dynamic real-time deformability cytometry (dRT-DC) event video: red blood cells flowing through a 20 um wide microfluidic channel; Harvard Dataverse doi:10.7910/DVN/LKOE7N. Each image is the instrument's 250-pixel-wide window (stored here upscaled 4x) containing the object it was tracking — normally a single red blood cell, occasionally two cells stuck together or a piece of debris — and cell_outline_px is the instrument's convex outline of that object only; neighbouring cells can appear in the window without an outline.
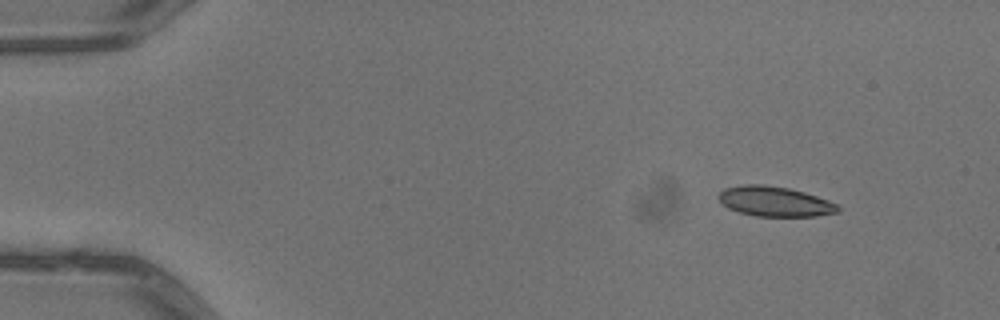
{"species": "common noctule bat (a hibernating species)", "species_latin": "Nyctalus noctula", "temperature_condition": "warm", "stored_images_in_passage": 8, "camera_frame_rate_fps": 3000, "um_per_image_px": 0.085, "animal": {"sex": "male", "body_mass_g": 13.3}, "frame": {"image": 1, "passage_image": 2, "time_ms": 0.333, "image_size_px": [1000, 320], "cell_outline_px": [[840, 212], [816, 216], [756, 216], [740, 212], [728, 208], [716, 196], [724, 188], [744, 184], [764, 184], [788, 188], [804, 192], [840, 204]], "centroid_in_image_um": [65.88, 17.12], "position_along_channel_um": 19.1, "area_um2": 20.92}}
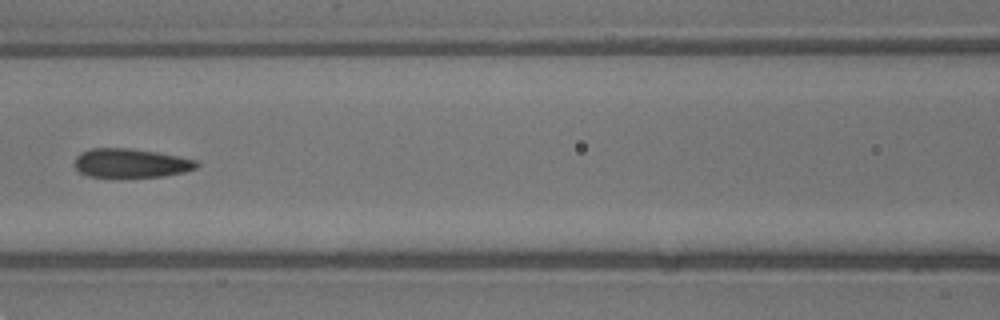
{"frame": {"image": 2, "passage_image": 7, "time_ms": 2.0, "image_size_px": [1000, 320], "cell_outline_px": [[200, 164], [196, 168], [184, 172], [164, 176], [120, 180], [112, 180], [88, 176], [80, 172], [72, 164], [76, 156], [80, 152], [92, 148], [128, 148], [156, 152], [196, 160]], "centroid_in_image_um": [11.05, 13.92], "position_along_channel_um": 155.5, "area_um2": 21.62}}
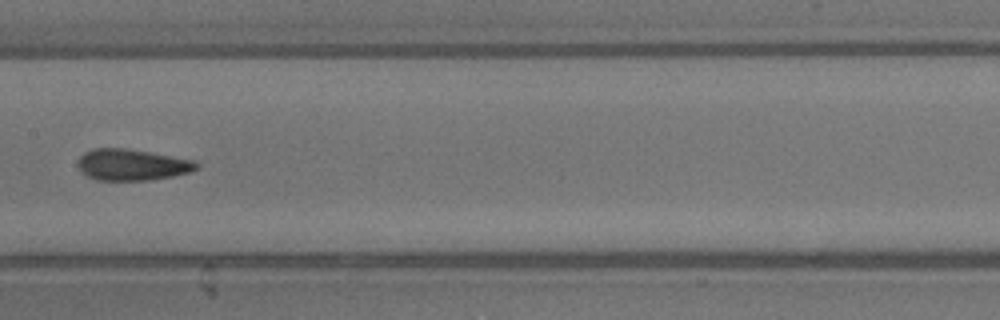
{"frame": {"image": 3, "passage_image": 8, "time_ms": 2.333, "image_size_px": [1000, 320], "cell_outline_px": [[200, 168], [188, 172], [172, 176], [148, 180], [96, 180], [80, 172], [76, 164], [80, 156], [84, 152], [92, 148], [128, 148], [196, 160], [200, 164]], "centroid_in_image_um": [11.21, 13.99], "position_along_channel_um": 196.2, "area_um2": 21.96}}